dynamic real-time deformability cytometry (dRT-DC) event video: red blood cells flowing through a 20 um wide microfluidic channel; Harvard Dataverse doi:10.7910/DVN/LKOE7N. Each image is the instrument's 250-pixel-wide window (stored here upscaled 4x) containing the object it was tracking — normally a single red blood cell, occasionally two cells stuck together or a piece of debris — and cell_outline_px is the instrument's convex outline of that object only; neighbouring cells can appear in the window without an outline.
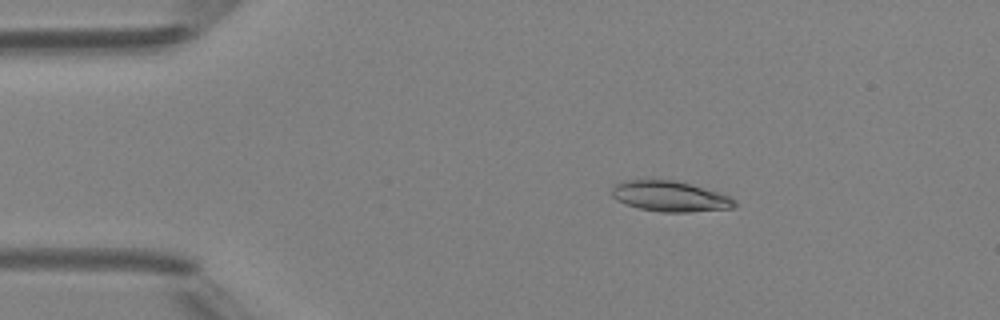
{"species": "Egyptian fruit bat (a non-hibernating species)", "species_latin": "Rousettus aegyptiacus", "temperature_condition": "room temperature", "stored_images_in_passage": 3, "camera_frame_rate_fps": 3000, "um_per_image_px": 0.085, "animal": {"sex": "female"}, "frame": {"image": 1, "passage_image": 2, "time_ms": 1.0, "image_size_px": [1000, 320], "cell_outline_px": [[736, 208], [688, 212], [660, 212], [640, 208], [616, 200], [612, 196], [612, 184], [620, 180], [676, 180], [716, 192], [728, 196], [736, 200]], "centroid_in_image_um": [56.92, 16.68], "position_along_channel_um": 28.1, "area_um2": 21.79}}